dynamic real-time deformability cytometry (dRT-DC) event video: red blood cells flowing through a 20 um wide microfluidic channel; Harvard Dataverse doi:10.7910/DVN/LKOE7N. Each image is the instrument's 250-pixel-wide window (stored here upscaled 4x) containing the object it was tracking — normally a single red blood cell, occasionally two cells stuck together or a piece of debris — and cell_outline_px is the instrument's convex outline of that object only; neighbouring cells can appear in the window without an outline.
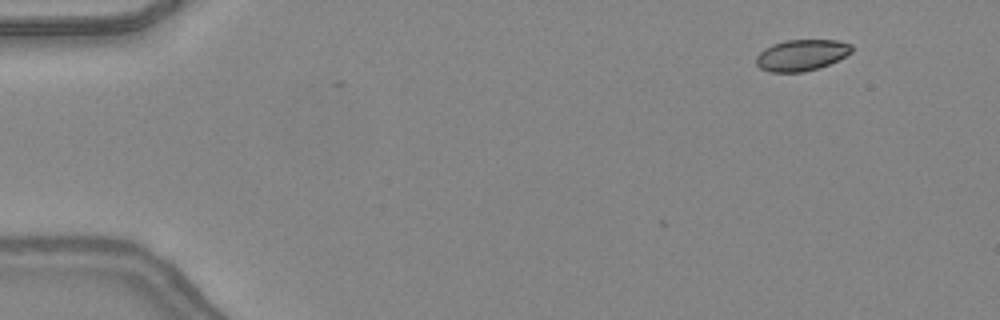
{"species": "common noctule bat (a hibernating species)", "species_latin": "Nyctalus noctula", "temperature_condition": "warm", "stored_images_in_passage": 48, "camera_frame_rate_fps": 3000, "um_per_image_px": 0.085, "animal": {"sex": "female", "body_mass_g": 24.6, "forearm_length_mm": 56.2}, "frame": {"image": 1, "passage_image": 5, "time_ms": 1.333, "image_size_px": [1000, 320], "cell_outline_px": [[852, 52], [828, 64], [804, 72], [772, 72], [760, 68], [756, 64], [756, 56], [764, 48], [772, 44], [788, 40], [836, 40], [852, 44]], "centroid_in_image_um": [68.1, 4.68], "position_along_channel_um": 16.9, "area_um2": 17.22}}
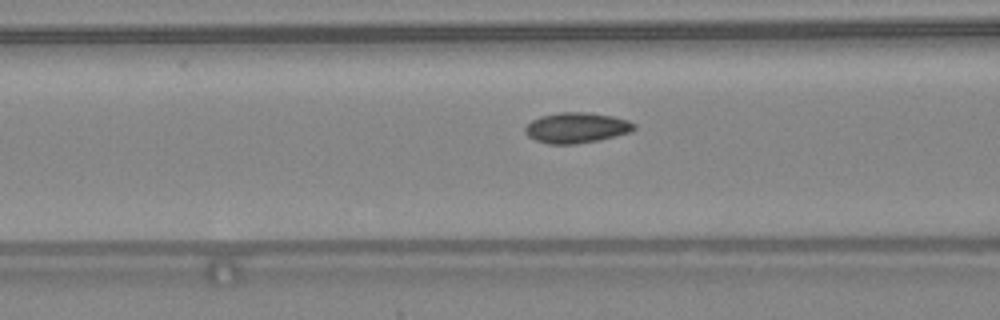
{"frame": {"image": 2, "passage_image": 20, "time_ms": 6.333, "image_size_px": [1000, 320], "cell_outline_px": [[636, 128], [632, 132], [600, 140], [576, 144], [548, 144], [536, 140], [528, 136], [524, 132], [524, 128], [532, 120], [540, 116], [560, 112], [588, 112], [612, 116], [628, 120], [636, 124]], "centroid_in_image_um": [49.02, 10.86], "position_along_channel_um": 117.6, "area_um2": 19.54}}
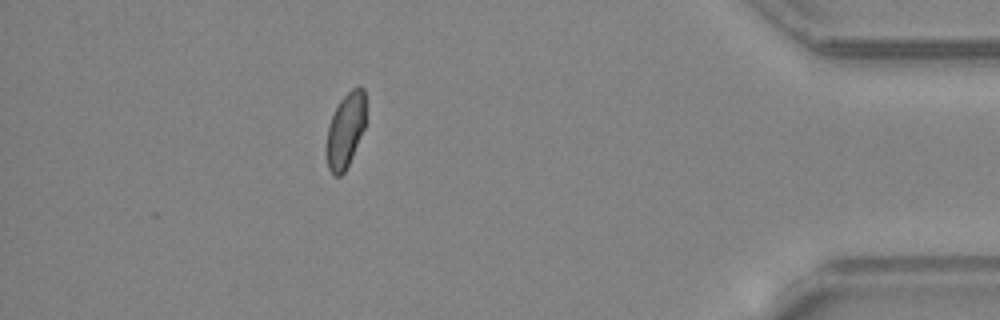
{"frame": {"image": 3, "passage_image": 43, "time_ms": 14.0, "image_size_px": [1000, 320], "cell_outline_px": [[364, 128], [352, 156], [344, 172], [340, 176], [332, 176], [328, 168], [328, 124], [340, 100], [352, 88], [360, 84], [364, 88]], "centroid_in_image_um": [29.37, 11.06], "position_along_channel_um": 405.8, "area_um2": 16.65}, "authors_computed_cell_mechanics": {"area_um2": 18.2359, "velocity_mm_per_s": 4.3628, "shape_relaxation_time_tau1_ms": 5.5526, "shape_relaxation_time_tau2_ms": 2.5515, "deformation_change_tau1": 0.1404, "deformation_change_tau2": 0.0407}}